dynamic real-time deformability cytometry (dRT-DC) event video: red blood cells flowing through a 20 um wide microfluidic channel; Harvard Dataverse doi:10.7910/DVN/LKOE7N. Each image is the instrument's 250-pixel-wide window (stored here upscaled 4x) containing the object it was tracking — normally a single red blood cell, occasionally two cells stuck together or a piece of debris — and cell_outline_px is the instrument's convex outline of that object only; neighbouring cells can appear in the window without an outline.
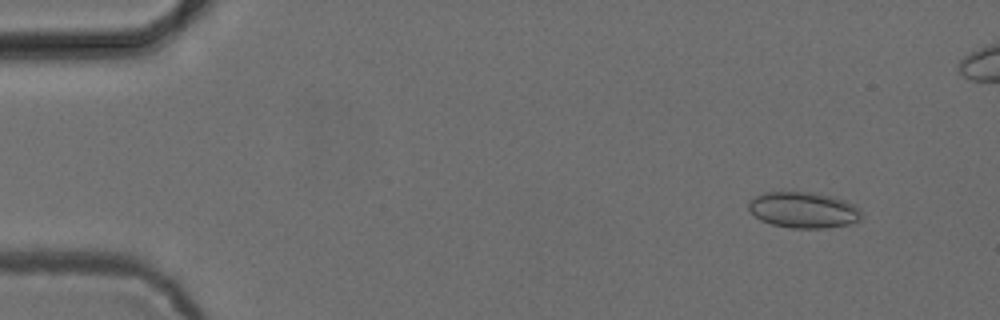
{"species": "common noctule bat (a hibernating species)", "species_latin": "Nyctalus noctula", "temperature_condition": "cold", "stored_images_in_passage": 54, "camera_frame_rate_fps": 3000, "um_per_image_px": 0.085, "animal": {"sex": "female", "body_mass_g": 24.6, "forearm_length_mm": 56.2}, "frame": {"image": 1, "passage_image": 5, "time_ms": 1.333, "image_size_px": [1000, 320], "cell_outline_px": [[864, 216], [860, 220], [848, 224], [828, 228], [792, 228], [772, 224], [760, 220], [748, 208], [748, 200], [764, 192], [812, 192], [832, 196], [856, 204]], "centroid_in_image_um": [68.33, 17.84], "position_along_channel_um": 16.7, "area_um2": 23.87}}
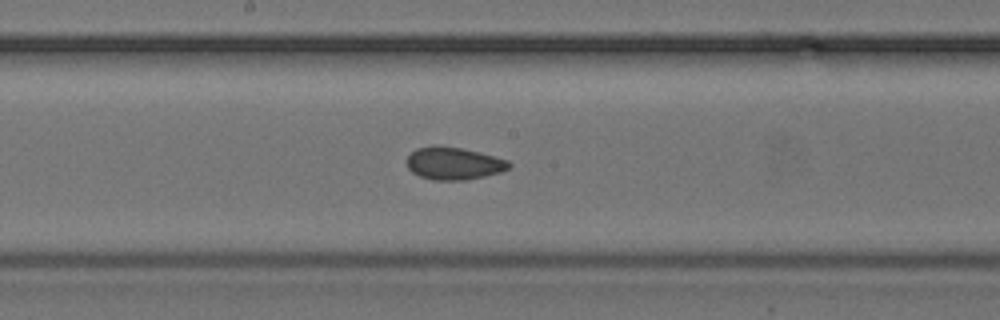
{"frame": {"image": 2, "passage_image": 28, "time_ms": 9.0, "image_size_px": [1000, 320], "cell_outline_px": [[512, 164], [508, 168], [500, 172], [484, 176], [464, 180], [432, 180], [420, 176], [412, 172], [408, 168], [408, 156], [416, 148], [432, 144], [436, 144], [460, 148], [480, 152], [508, 160]], "centroid_in_image_um": [38.55, 13.87], "position_along_channel_um": 209.6, "area_um2": 19.42}}
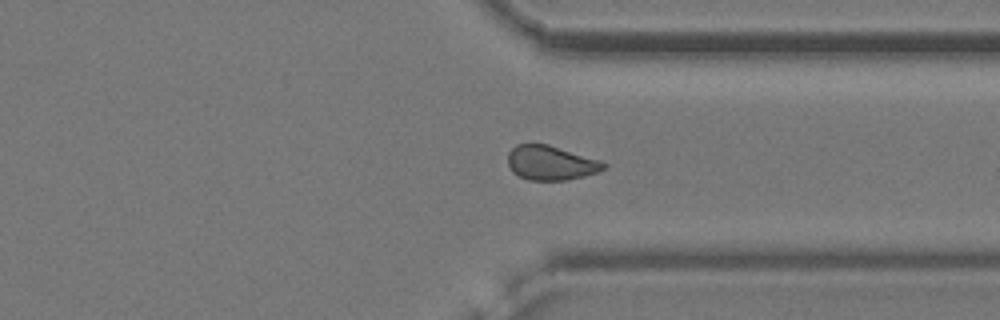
{"frame": {"image": 3, "passage_image": 40, "time_ms": 13.0, "image_size_px": [1000, 320], "cell_outline_px": [[608, 164], [604, 168], [596, 172], [584, 176], [568, 180], [528, 180], [512, 172], [508, 164], [508, 152], [516, 144], [548, 144], [600, 160]], "centroid_in_image_um": [46.8, 13.84], "position_along_channel_um": 364.6, "area_um2": 19.19}, "authors_computed_cell_mechanics": {"area_um2": 19.6231, "velocity_mm_per_s": 3.8771, "shape_relaxation_time_tau1_ms": null, "shape_relaxation_time_tau2_ms": 2.7873, "deformation_change_tau1": null, "deformation_change_tau2": 0.0602}}